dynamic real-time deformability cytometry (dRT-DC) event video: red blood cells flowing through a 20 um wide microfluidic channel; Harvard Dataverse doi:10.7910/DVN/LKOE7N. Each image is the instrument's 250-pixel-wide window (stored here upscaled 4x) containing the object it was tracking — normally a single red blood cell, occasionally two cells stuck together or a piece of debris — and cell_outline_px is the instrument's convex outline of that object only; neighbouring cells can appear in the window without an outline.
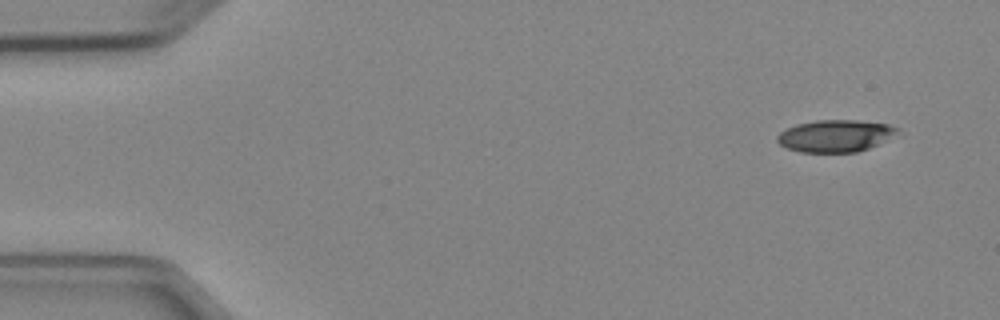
{"species": "Egyptian fruit bat (a non-hibernating species)", "species_latin": "Rousettus aegyptiacus", "temperature_condition": "cold", "stored_images_in_passage": 4, "camera_frame_rate_fps": 3000, "um_per_image_px": 0.085, "animal": {"sex": "female"}, "frame": {"image": 1, "passage_image": 1, "time_ms": 0.0, "image_size_px": [1000, 320], "cell_outline_px": [[900, 132], [880, 144], [856, 152], [800, 152], [788, 148], [780, 144], [776, 140], [776, 136], [780, 132], [796, 124], [816, 120], [856, 120], [888, 124], [900, 128]], "centroid_in_image_um": [71.03, 11.54], "position_along_channel_um": 14.0, "area_um2": 22.54}}
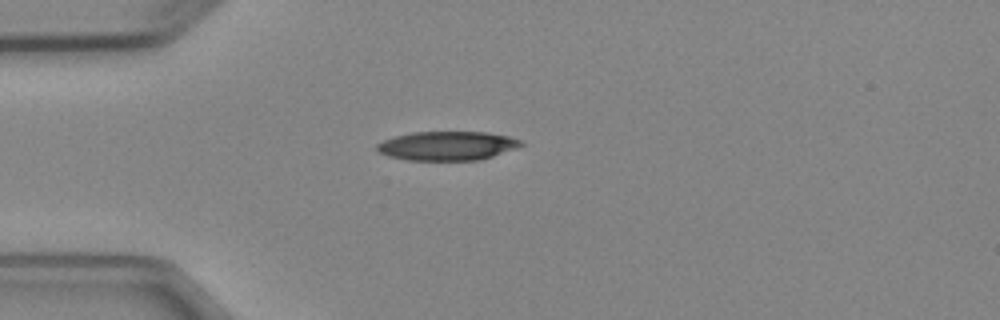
{"frame": {"image": 2, "passage_image": 4, "time_ms": 3.333, "image_size_px": [1000, 320], "cell_outline_px": [[524, 144], [516, 148], [480, 160], [408, 160], [388, 156], [380, 152], [376, 148], [376, 144], [384, 140], [396, 136], [412, 132], [488, 132], [508, 136], [524, 140]], "centroid_in_image_um": [38.04, 12.39], "position_along_channel_um": 47.0, "area_um2": 24.33}}